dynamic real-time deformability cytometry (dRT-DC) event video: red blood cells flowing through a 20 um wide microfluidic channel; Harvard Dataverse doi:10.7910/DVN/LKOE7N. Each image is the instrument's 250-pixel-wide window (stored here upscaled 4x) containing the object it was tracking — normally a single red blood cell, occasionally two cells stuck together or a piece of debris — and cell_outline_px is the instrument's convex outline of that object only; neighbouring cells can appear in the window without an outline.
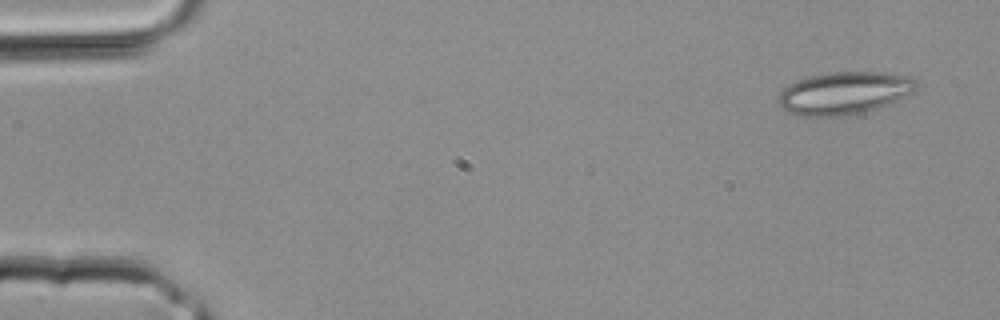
{"species": "common noctule bat (a hibernating species)", "species_latin": "Nyctalus noctula", "temperature_condition": "room temperature", "stored_images_in_passage": 3, "camera_frame_rate_fps": 3000, "um_per_image_px": 0.085, "animal": {"sex": "male", "body_mass_g": 20.4}, "frame": {"image": 1, "passage_image": 1, "time_ms": 0.0, "image_size_px": [1000, 320], "cell_outline_px": [[916, 92], [876, 108], [864, 112], [848, 116], [800, 116], [788, 112], [776, 100], [780, 92], [788, 84], [812, 76], [832, 72], [884, 72], [908, 76], [916, 80]], "centroid_in_image_um": [71.76, 7.91], "position_along_channel_um": 13.2, "area_um2": 34.1}}
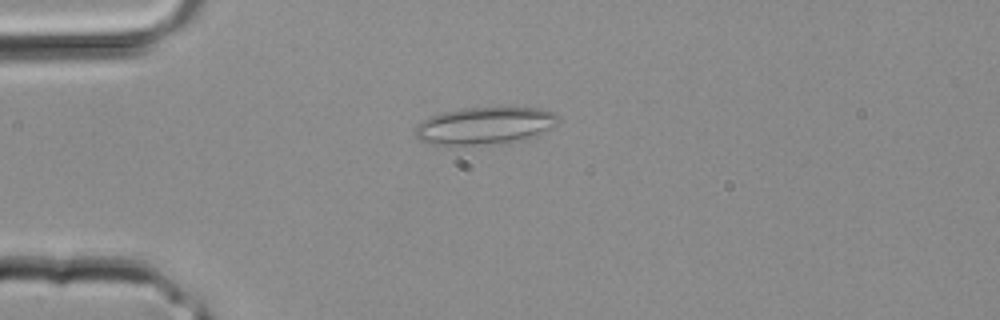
{"frame": {"image": 2, "passage_image": 3, "time_ms": 0.667, "image_size_px": [1000, 320], "cell_outline_px": [[560, 124], [528, 140], [472, 144], [432, 144], [420, 140], [416, 136], [416, 124], [428, 116], [440, 112], [464, 108], [540, 108], [556, 112], [560, 116]], "centroid_in_image_um": [41.28, 10.66], "position_along_channel_um": 43.7, "area_um2": 31.21}}